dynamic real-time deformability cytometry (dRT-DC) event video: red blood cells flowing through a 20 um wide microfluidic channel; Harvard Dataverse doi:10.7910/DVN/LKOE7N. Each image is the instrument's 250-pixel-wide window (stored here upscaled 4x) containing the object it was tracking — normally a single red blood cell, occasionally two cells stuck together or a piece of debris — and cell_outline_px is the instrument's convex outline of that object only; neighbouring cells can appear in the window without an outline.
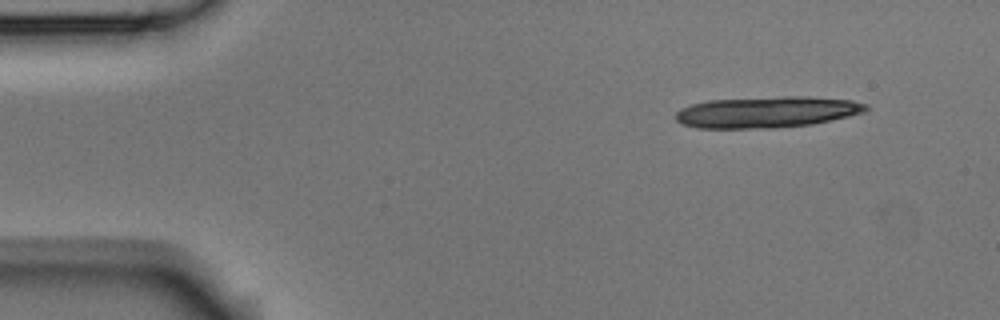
{"species": "Egyptian fruit bat (a non-hibernating species)", "species_latin": "Rousettus aegyptiacus", "temperature_condition": "room temperature", "stored_images_in_passage": 9, "segment_of_instrument_passage": [1, 2], "camera_frame_rate_fps": 3000, "um_per_image_px": 0.085, "animal": {"sex": "male"}, "frame": {"image": 1, "passage_image": 1, "time_ms": 0.0, "image_size_px": [1000, 320], "cell_outline_px": [[868, 108], [864, 112], [848, 116], [812, 124], [772, 128], [696, 128], [680, 124], [676, 120], [676, 112], [680, 108], [692, 104], [708, 100], [784, 96], [808, 96], [852, 100], [868, 104]], "centroid_in_image_um": [65.16, 9.52], "position_along_channel_um": 19.8, "area_um2": 34.8}}